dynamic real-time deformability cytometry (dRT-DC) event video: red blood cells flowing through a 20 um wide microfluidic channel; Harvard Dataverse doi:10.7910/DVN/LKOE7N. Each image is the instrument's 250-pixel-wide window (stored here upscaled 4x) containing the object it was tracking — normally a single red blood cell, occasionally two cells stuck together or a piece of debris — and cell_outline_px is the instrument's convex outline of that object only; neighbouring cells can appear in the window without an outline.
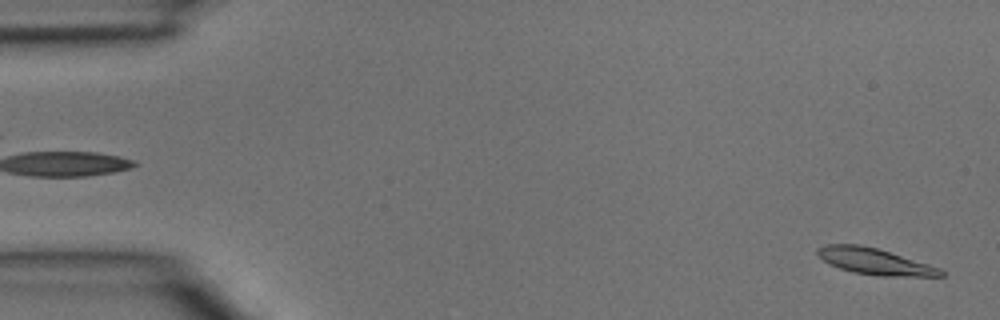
{"species": "common noctule bat (a hibernating species)", "species_latin": "Nyctalus noctula", "temperature_condition": "room temperature", "stored_images_in_passage": 4, "camera_frame_rate_fps": 3000, "um_per_image_px": 0.085, "animal": {"sex": "male", "body_mass_g": 15.6}, "frame": {"image": 1, "passage_image": 4, "time_ms": 1.0, "image_size_px": [1000, 320], "cell_outline_px": [[944, 276], [880, 276], [852, 272], [828, 264], [816, 252], [816, 248], [824, 244], [860, 244], [876, 248], [928, 264], [940, 268], [944, 272]], "centroid_in_image_um": [74.31, 22.22], "position_along_channel_um": 10.7, "area_um2": 18.73}}